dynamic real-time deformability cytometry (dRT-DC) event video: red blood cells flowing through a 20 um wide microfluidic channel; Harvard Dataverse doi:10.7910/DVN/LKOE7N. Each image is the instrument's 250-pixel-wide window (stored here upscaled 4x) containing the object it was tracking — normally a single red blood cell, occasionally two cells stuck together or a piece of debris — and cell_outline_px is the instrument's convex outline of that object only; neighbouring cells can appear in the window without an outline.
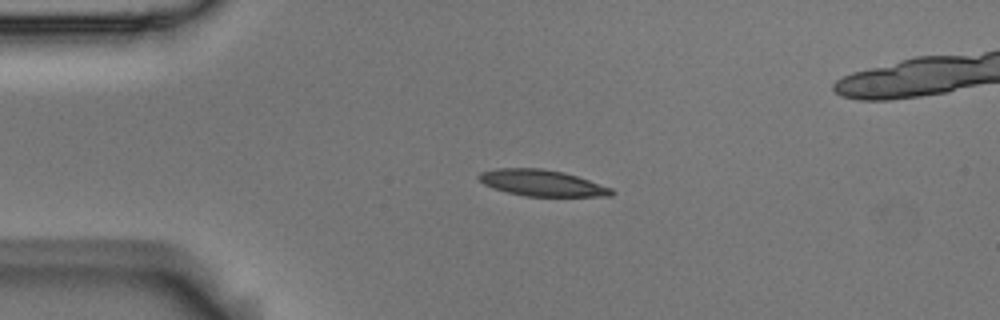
{"species": "Egyptian fruit bat (a non-hibernating species)", "species_latin": "Rousettus aegyptiacus", "temperature_condition": "room temperature", "stored_images_in_passage": 4, "camera_frame_rate_fps": 3000, "um_per_image_px": 0.085, "animal": {"sex": "male"}, "frame": {"image": 1, "passage_image": 2, "time_ms": 0.333, "image_size_px": [1000, 320], "cell_outline_px": [[616, 192], [612, 196], [524, 196], [492, 188], [484, 184], [476, 176], [480, 172], [496, 168], [540, 168], [564, 172], [612, 188]], "centroid_in_image_um": [46.05, 15.55], "position_along_channel_um": 39.0, "area_um2": 20.29}}
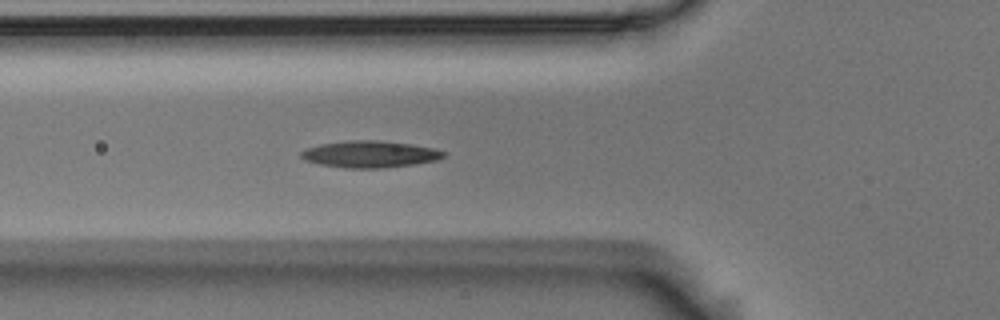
{"frame": {"image": 2, "passage_image": 4, "time_ms": 1.0, "image_size_px": [1000, 320], "cell_outline_px": [[444, 156], [436, 160], [416, 164], [380, 168], [344, 168], [320, 164], [304, 160], [300, 156], [300, 152], [308, 148], [320, 144], [348, 140], [380, 140], [412, 144], [432, 148], [444, 152]], "centroid_in_image_um": [31.41, 13.1], "position_along_channel_um": 94.4, "area_um2": 22.14}}